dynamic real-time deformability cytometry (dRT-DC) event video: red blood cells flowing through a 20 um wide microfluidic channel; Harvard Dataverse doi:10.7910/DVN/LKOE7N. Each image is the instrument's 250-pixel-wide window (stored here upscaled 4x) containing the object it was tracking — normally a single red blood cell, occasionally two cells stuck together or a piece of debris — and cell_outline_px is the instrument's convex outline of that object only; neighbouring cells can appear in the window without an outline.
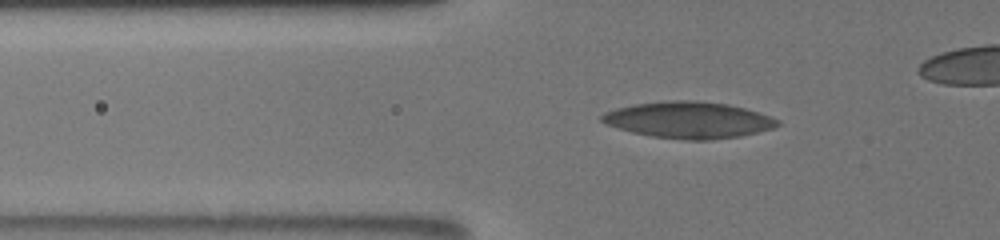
{"species": "human", "species_latin": "Homo sapiens", "temperature_condition": "room temperature", "stored_images_in_passage": 92, "camera_frame_rate_fps": 3000, "um_per_image_px": 0.085, "donor": {"sex": "male"}, "frame": {"image": 1, "passage_image": 19, "time_ms": 4.667, "image_size_px": [1000, 240], "cell_outline_px": [[780, 124], [772, 128], [740, 136], [712, 140], [684, 140], [652, 136], [632, 132], [604, 124], [600, 120], [600, 116], [604, 112], [616, 108], [636, 104], [672, 100], [696, 100], [728, 104], [744, 108], [780, 120]], "centroid_in_image_um": [58.5, 10.2], "position_along_channel_um": 67.3, "area_um2": 37.22}}
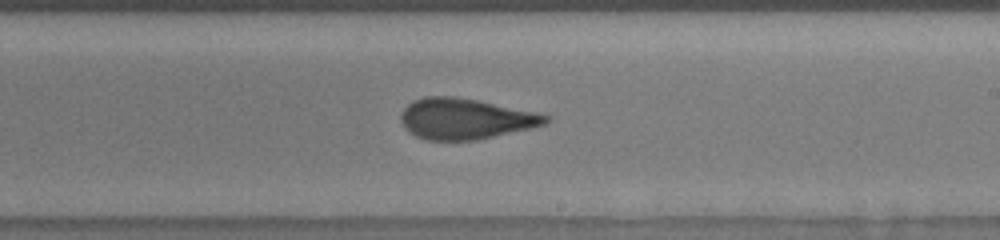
{"frame": {"image": 2, "passage_image": 54, "time_ms": 9.667, "image_size_px": [1000, 240], "cell_outline_px": [[552, 120], [544, 124], [532, 128], [476, 140], [428, 140], [416, 136], [404, 128], [400, 120], [400, 116], [404, 108], [412, 100], [424, 96], [456, 96], [536, 112], [552, 116]], "centroid_in_image_um": [39.55, 10.09], "position_along_channel_um": 249.5, "area_um2": 34.51}}
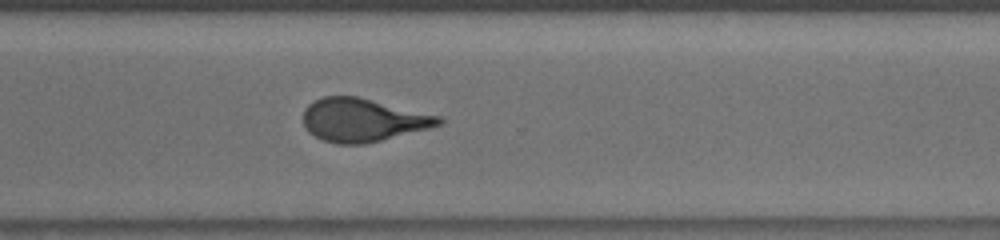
{"frame": {"image": 3, "passage_image": 73, "time_ms": 12.0, "image_size_px": [1000, 240], "cell_outline_px": [[444, 120], [440, 124], [428, 128], [364, 144], [336, 144], [324, 140], [308, 132], [304, 124], [304, 108], [308, 104], [324, 96], [356, 96], [440, 116]], "centroid_in_image_um": [30.8, 10.2], "position_along_channel_um": 339.8, "area_um2": 33.64}}